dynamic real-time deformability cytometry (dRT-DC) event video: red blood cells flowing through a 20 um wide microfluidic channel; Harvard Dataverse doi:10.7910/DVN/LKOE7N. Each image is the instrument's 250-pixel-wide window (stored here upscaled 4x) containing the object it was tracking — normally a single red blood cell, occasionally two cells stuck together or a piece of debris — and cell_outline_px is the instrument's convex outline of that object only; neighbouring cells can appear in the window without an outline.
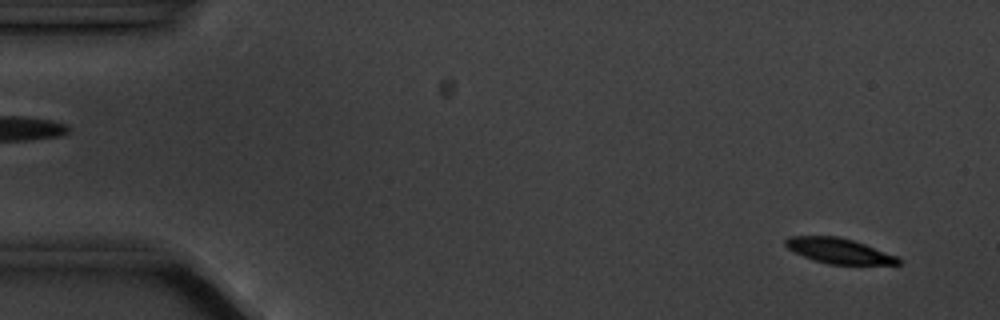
{"species": "common noctule bat (a hibernating species)", "species_latin": "Nyctalus noctula", "temperature_condition": "cold", "stored_images_in_passage": 56, "camera_frame_rate_fps": 3000, "um_per_image_px": 0.085, "animal": {"sex": "male", "body_mass_g": 20.1, "forearm_length_mm": 53.5}, "frame": {"image": 1, "passage_image": 3, "time_ms": 0.667, "image_size_px": [1000, 320], "cell_outline_px": [[900, 264], [828, 264], [804, 256], [788, 248], [784, 244], [784, 240], [788, 236], [836, 236], [852, 240], [864, 244], [896, 256], [900, 260]], "centroid_in_image_um": [71.27, 21.31], "position_along_channel_um": 13.7, "area_um2": 16.18}}
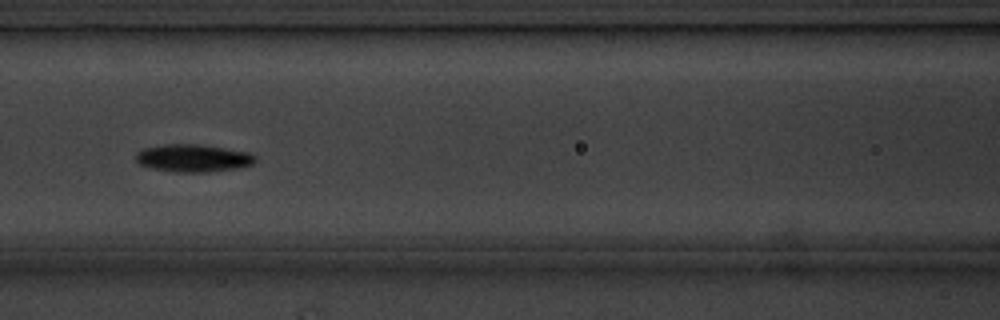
{"frame": {"image": 2, "passage_image": 24, "time_ms": 7.667, "image_size_px": [1000, 320], "cell_outline_px": [[256, 160], [252, 164], [236, 168], [208, 172], [176, 172], [152, 168], [140, 164], [136, 160], [136, 152], [144, 148], [164, 144], [196, 144], [224, 148], [248, 152], [256, 156]], "centroid_in_image_um": [16.4, 13.44], "position_along_channel_um": 150.2, "area_um2": 19.07}}
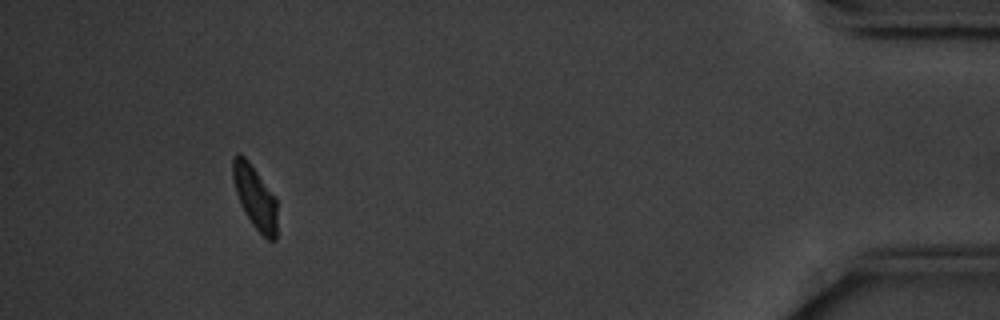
{"frame": {"image": 3, "passage_image": 52, "time_ms": 17.0, "image_size_px": [1000, 320], "cell_outline_px": [[276, 240], [268, 240], [252, 224], [244, 212], [240, 204], [232, 180], [232, 160], [236, 152], [240, 152], [248, 160], [276, 200]], "centroid_in_image_um": [21.63, 16.73], "position_along_channel_um": 413.6, "area_um2": 16.07}, "authors_computed_cell_mechanics": {"area_um2": 17.9469, "velocity_mm_per_s": 3.5028, "shape_relaxation_time_tau1_ms": 1.5676, "shape_relaxation_time_tau2_ms": null, "deformation_change_tau1": 0.1078, "deformation_change_tau2": null}}